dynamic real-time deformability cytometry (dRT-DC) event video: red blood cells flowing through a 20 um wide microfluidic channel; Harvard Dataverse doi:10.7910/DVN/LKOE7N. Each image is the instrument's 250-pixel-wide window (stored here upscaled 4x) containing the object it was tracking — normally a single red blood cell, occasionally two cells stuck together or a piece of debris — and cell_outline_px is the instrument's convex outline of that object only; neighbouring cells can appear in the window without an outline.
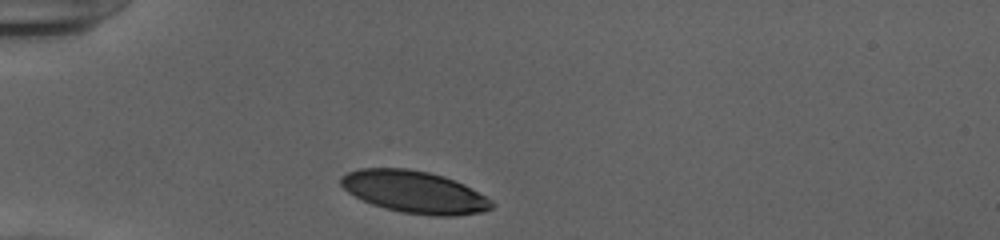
{"species": "human", "species_latin": "Homo sapiens", "temperature_condition": "cold", "stored_images_in_passage": 30, "camera_frame_rate_fps": 3000, "um_per_image_px": 0.085, "donor": {"sex": "female"}, "frame": {"image": 1, "passage_image": 1, "time_ms": 0.0, "image_size_px": [1000, 240], "cell_outline_px": [[496, 204], [492, 208], [484, 212], [452, 216], [432, 216], [404, 212], [384, 208], [372, 204], [348, 192], [340, 184], [340, 176], [348, 172], [360, 168], [408, 168], [428, 172], [444, 176], [464, 184], [492, 200]], "centroid_in_image_um": [35.25, 16.31], "position_along_channel_um": 49.8, "area_um2": 37.05}}
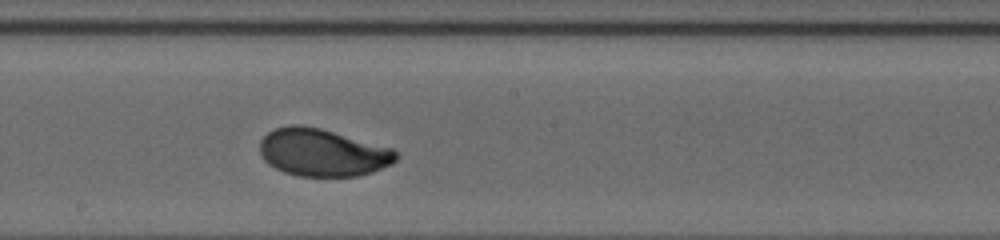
{"frame": {"image": 2, "passage_image": 16, "time_ms": 5.0, "image_size_px": [1000, 240], "cell_outline_px": [[400, 156], [392, 164], [372, 172], [356, 176], [296, 176], [284, 172], [268, 164], [264, 160], [260, 152], [260, 140], [268, 132], [276, 128], [292, 124], [300, 124], [320, 128], [392, 148]], "centroid_in_image_um": [27.41, 12.96], "position_along_channel_um": 220.8, "area_um2": 37.74}}
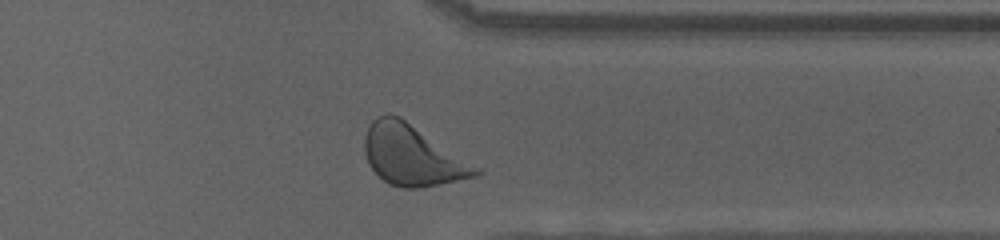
{"frame": {"image": 3, "passage_image": 28, "time_ms": 9.0, "image_size_px": [1000, 240], "cell_outline_px": [[484, 172], [480, 176], [420, 188], [400, 188], [388, 184], [368, 164], [364, 152], [364, 136], [372, 120], [376, 116], [388, 112], [400, 116], [480, 168]], "centroid_in_image_um": [35.04, 13.2], "position_along_channel_um": 376.4, "area_um2": 39.36}, "authors_computed_cell_mechanics": {"area_um2": 37.7145, "velocity_mm_per_s": 3.9103, "shape_relaxation_time_tau1_ms": 2.954, "shape_relaxation_time_tau2_ms": null, "deformation_change_tau1": 0.1463, "deformation_change_tau2": null}}